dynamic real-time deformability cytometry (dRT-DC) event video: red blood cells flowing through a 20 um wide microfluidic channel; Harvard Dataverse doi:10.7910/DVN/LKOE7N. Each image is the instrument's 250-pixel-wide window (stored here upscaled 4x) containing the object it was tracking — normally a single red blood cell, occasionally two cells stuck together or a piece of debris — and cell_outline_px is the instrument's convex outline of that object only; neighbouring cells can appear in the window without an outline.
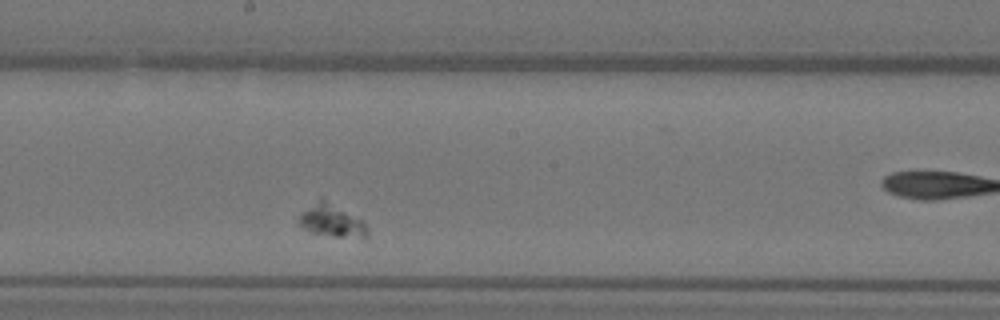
{"species": "Egyptian fruit bat (a non-hibernating species)", "species_latin": "Rousettus aegyptiacus", "temperature_condition": "warm", "stored_images_in_passage": 9, "segment_of_instrument_passage": [1, 2], "camera_frame_rate_fps": 3000, "um_per_image_px": 0.085, "animal": {"sex": "female"}, "frame": {"image": 1, "passage_image": 7, "time_ms": 2.0, "image_size_px": [1000, 320], "cell_outline_px": [[368, 236], [364, 240], [332, 236], [308, 232], [296, 220], [320, 196], [364, 220], [368, 228]], "centroid_in_image_um": [28.28, 18.79], "position_along_channel_um": 219.9, "area_um2": 13.41}}